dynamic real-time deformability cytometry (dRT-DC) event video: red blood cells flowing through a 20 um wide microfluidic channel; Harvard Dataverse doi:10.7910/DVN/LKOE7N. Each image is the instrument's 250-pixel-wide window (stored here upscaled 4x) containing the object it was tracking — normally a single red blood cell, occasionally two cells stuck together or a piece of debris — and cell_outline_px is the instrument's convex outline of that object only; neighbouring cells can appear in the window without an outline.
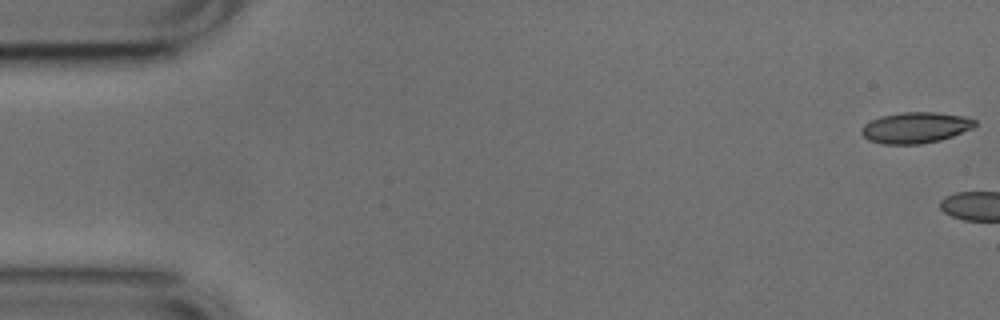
{"species": "common noctule bat (a hibernating species)", "species_latin": "Nyctalus noctula", "temperature_condition": "cold", "stored_images_in_passage": 4, "camera_frame_rate_fps": 3000, "um_per_image_px": 0.085, "animal": {"sex": "male", "body_mass_g": 17.9, "forearm_length_mm": 54.2}, "frame": {"image": 1, "passage_image": 1, "time_ms": 0.0, "image_size_px": [1000, 320], "cell_outline_px": [[976, 124], [972, 128], [952, 136], [940, 140], [920, 144], [884, 144], [868, 140], [860, 132], [860, 128], [864, 124], [880, 116], [904, 112], [936, 112], [964, 116], [976, 120]], "centroid_in_image_um": [77.8, 10.85], "position_along_channel_um": 7.2, "area_um2": 20.46}}